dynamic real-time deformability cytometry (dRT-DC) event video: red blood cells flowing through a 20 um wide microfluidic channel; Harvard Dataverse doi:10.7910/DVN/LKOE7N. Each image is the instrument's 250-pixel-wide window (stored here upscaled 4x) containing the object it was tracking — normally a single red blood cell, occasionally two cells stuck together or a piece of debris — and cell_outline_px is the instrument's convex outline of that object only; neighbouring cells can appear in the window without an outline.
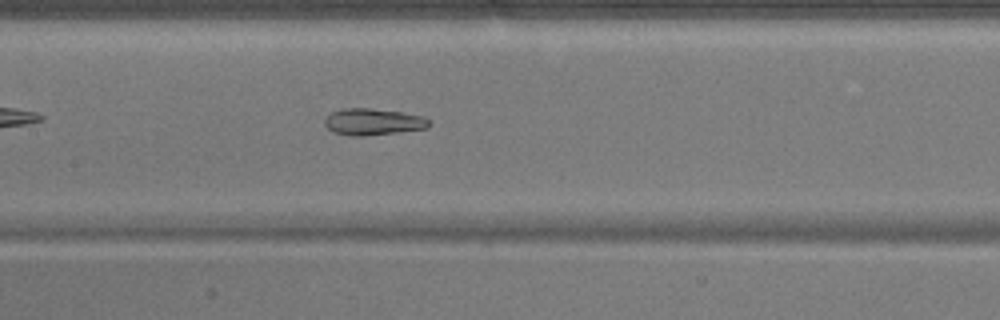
{"species": "common noctule bat (a hibernating species)", "species_latin": "Nyctalus noctula", "temperature_condition": "warm", "stored_images_in_passage": 29, "camera_frame_rate_fps": 3000, "um_per_image_px": 0.085, "animal": {"sex": "male", "body_mass_g": 17.9}, "frame": {"image": 1, "passage_image": 13, "time_ms": 4.0, "image_size_px": [1000, 320], "cell_outline_px": [[432, 124], [428, 128], [364, 136], [352, 136], [332, 132], [324, 124], [324, 116], [332, 112], [344, 108], [372, 108], [400, 112], [424, 116], [432, 120]], "centroid_in_image_um": [31.72, 10.35], "position_along_channel_um": 175.7, "area_um2": 16.42}, "authors_computed_cell_mechanics": {"area_um2": 16.6464, "velocity_mm_per_s": 3.8651, "shape_relaxation_time_tau1_ms": null, "shape_relaxation_time_tau2_ms": 2.8954, "deformation_change_tau1": null, "deformation_change_tau2": 0.1076}}